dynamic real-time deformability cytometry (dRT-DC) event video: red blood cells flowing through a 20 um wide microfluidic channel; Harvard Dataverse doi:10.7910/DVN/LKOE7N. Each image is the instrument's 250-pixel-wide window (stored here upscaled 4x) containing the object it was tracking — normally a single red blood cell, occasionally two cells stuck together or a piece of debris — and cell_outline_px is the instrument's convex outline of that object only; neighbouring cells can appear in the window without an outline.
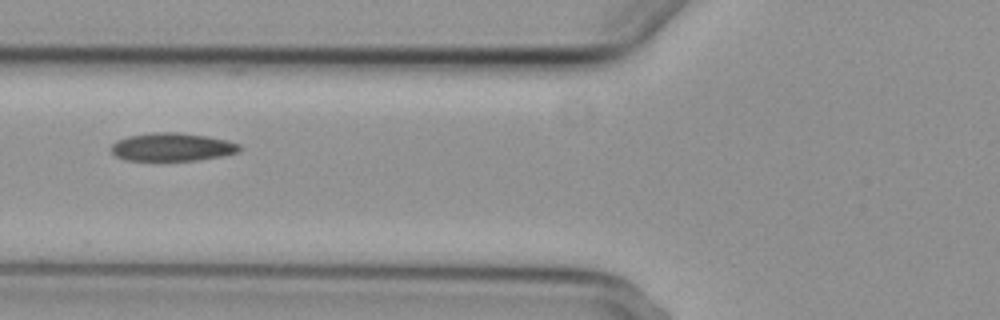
{"species": "common noctule bat (a hibernating species)", "species_latin": "Nyctalus noctula", "temperature_condition": "cold", "stored_images_in_passage": 10, "camera_frame_rate_fps": 3000, "um_per_image_px": 0.085, "animal": {"sex": "female", "body_mass_g": 29.2, "forearm_length_mm": 56.3}, "frame": {"image": 1, "passage_image": 6, "time_ms": 7.0, "image_size_px": [1000, 320], "cell_outline_px": [[244, 148], [240, 152], [224, 156], [200, 160], [124, 160], [116, 156], [112, 152], [112, 144], [116, 140], [128, 136], [148, 132], [176, 132], [208, 136], [228, 140], [240, 144]], "centroid_in_image_um": [14.69, 12.49], "position_along_channel_um": 111.1, "area_um2": 21.39}}
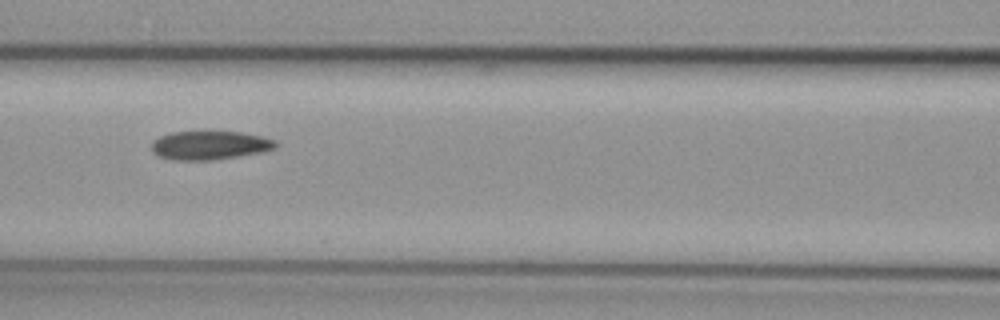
{"frame": {"image": 2, "passage_image": 7, "time_ms": 8.0, "image_size_px": [1000, 320], "cell_outline_px": [[276, 148], [264, 152], [208, 160], [172, 160], [160, 156], [152, 152], [152, 140], [160, 136], [172, 132], [240, 132], [260, 136], [276, 140]], "centroid_in_image_um": [17.81, 12.35], "position_along_channel_um": 148.8, "area_um2": 20.58}}